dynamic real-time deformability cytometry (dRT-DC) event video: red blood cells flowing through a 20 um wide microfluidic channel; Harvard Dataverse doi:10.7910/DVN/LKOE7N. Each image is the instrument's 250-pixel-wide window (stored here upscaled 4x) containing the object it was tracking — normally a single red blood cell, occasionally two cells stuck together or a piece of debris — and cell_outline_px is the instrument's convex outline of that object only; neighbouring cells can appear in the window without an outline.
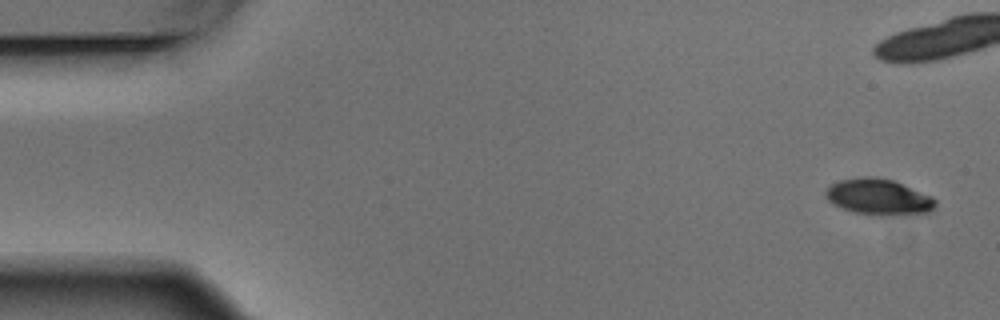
{"species": "Egyptian fruit bat (a non-hibernating species)", "species_latin": "Rousettus aegyptiacus", "temperature_condition": "warm", "stored_images_in_passage": 9, "camera_frame_rate_fps": 3000, "um_per_image_px": 0.085, "animal": {"sex": "male"}, "frame": {"image": 1, "passage_image": 1, "time_ms": 0.0, "image_size_px": [1000, 320], "cell_outline_px": [[936, 204], [928, 212], [888, 216], [880, 216], [856, 212], [832, 204], [828, 200], [824, 192], [832, 184], [840, 180], [864, 176], [868, 176], [892, 180], [932, 196], [936, 200]], "centroid_in_image_um": [74.67, 16.74], "position_along_channel_um": 10.3, "area_um2": 22.77}}